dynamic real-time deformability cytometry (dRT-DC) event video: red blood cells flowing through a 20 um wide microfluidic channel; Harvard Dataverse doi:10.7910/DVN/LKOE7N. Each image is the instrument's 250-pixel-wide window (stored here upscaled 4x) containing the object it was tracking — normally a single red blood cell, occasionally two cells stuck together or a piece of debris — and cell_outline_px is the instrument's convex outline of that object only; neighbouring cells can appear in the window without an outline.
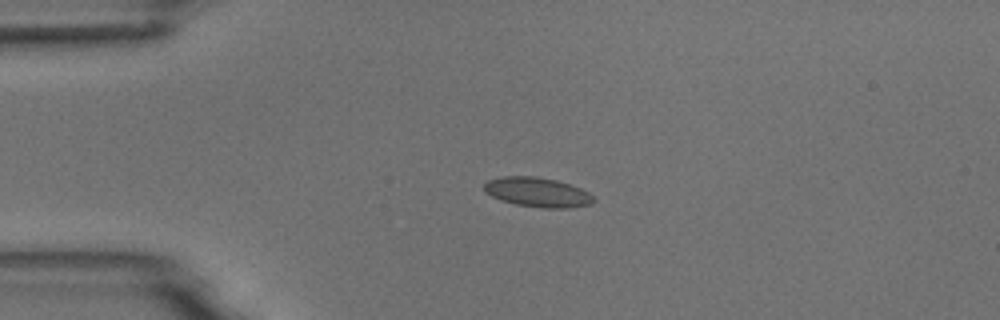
{"species": "common noctule bat (a hibernating species)", "species_latin": "Nyctalus noctula", "temperature_condition": "room temperature", "stored_images_in_passage": 2, "camera_frame_rate_fps": 3000, "um_per_image_px": 0.085, "animal": {"sex": "male", "body_mass_g": 18.8}, "frame": {"image": 1, "passage_image": 1, "time_ms": 0.0, "image_size_px": [1000, 320], "cell_outline_px": [[596, 200], [592, 204], [568, 208], [544, 208], [516, 204], [500, 200], [484, 192], [484, 184], [488, 180], [504, 176], [536, 176], [556, 180], [580, 188], [588, 192]], "centroid_in_image_um": [45.68, 16.34], "position_along_channel_um": 39.3, "area_um2": 18.84}}